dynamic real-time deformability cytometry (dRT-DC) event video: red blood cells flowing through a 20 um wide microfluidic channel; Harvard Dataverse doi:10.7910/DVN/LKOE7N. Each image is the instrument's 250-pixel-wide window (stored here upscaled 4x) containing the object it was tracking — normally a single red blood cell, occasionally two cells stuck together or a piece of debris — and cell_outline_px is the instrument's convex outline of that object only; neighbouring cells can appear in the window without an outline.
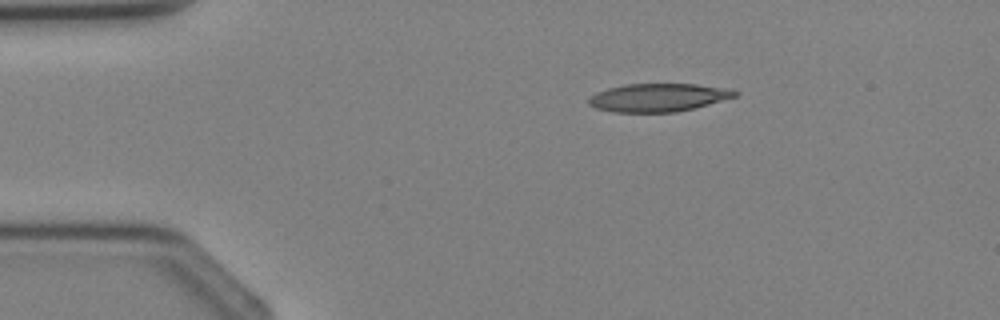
{"species": "Egyptian fruit bat (a non-hibernating species)", "species_latin": "Rousettus aegyptiacus", "temperature_condition": "cold", "stored_images_in_passage": 2, "camera_frame_rate_fps": 3000, "um_per_image_px": 0.085, "animal": {"sex": "female"}, "frame": {"image": 1, "passage_image": 1, "time_ms": 0.0, "image_size_px": [1000, 320], "cell_outline_px": [[740, 92], [736, 96], [708, 104], [676, 112], [612, 112], [596, 108], [588, 104], [588, 100], [596, 92], [608, 88], [624, 84], [696, 84], [732, 88]], "centroid_in_image_um": [55.97, 8.28], "position_along_channel_um": 29.0, "area_um2": 23.99}}